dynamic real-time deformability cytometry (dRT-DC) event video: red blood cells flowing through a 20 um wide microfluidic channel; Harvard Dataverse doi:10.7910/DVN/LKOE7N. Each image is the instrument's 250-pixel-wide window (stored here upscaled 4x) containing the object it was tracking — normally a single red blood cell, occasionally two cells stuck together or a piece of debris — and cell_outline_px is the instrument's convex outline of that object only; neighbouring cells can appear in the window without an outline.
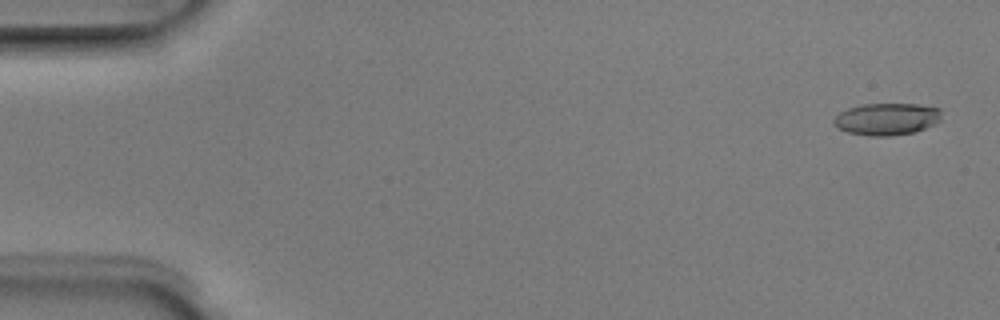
{"species": "Egyptian fruit bat (a non-hibernating species)", "species_latin": "Rousettus aegyptiacus", "temperature_condition": "room temperature", "stored_images_in_passage": 6, "camera_frame_rate_fps": 3000, "um_per_image_px": 0.085, "animal": {"sex": "male"}, "frame": {"image": 1, "passage_image": 1, "time_ms": 0.0, "image_size_px": [1000, 320], "cell_outline_px": [[940, 120], [924, 128], [912, 132], [892, 136], [872, 136], [848, 132], [832, 124], [832, 120], [840, 112], [848, 108], [864, 104], [920, 104], [940, 108]], "centroid_in_image_um": [75.35, 10.11], "position_along_channel_um": 9.6, "area_um2": 19.94}}
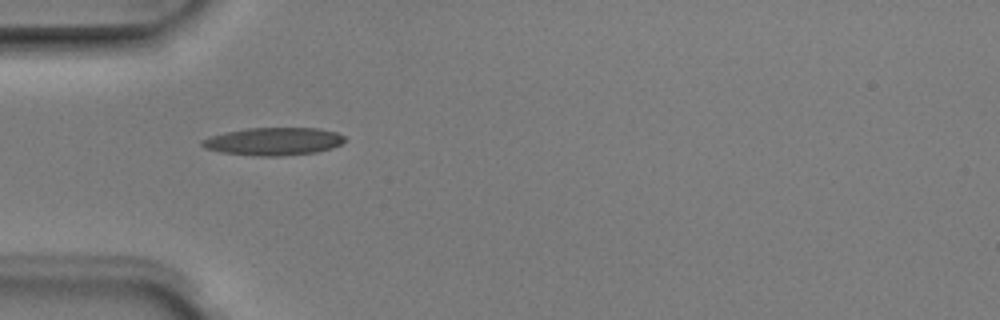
{"frame": {"image": 2, "passage_image": 5, "time_ms": 1.333, "image_size_px": [1000, 320], "cell_outline_px": [[348, 140], [332, 148], [316, 152], [280, 156], [256, 156], [220, 152], [204, 148], [200, 144], [200, 140], [212, 136], [228, 132], [248, 128], [320, 128], [336, 132], [344, 136]], "centroid_in_image_um": [23.27, 12.02], "position_along_channel_um": 61.7, "area_um2": 23.12}}
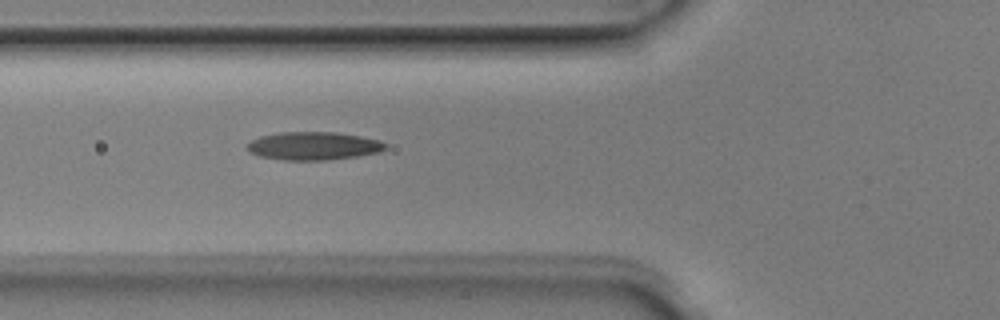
{"frame": {"image": 3, "passage_image": 6, "time_ms": 1.667, "image_size_px": [1000, 320], "cell_outline_px": [[388, 148], [376, 152], [356, 156], [328, 160], [284, 160], [260, 156], [248, 152], [248, 144], [252, 140], [260, 136], [280, 132], [336, 132], [360, 136], [380, 140], [388, 144]], "centroid_in_image_um": [26.66, 12.4], "position_along_channel_um": 99.1, "area_um2": 22.6}}